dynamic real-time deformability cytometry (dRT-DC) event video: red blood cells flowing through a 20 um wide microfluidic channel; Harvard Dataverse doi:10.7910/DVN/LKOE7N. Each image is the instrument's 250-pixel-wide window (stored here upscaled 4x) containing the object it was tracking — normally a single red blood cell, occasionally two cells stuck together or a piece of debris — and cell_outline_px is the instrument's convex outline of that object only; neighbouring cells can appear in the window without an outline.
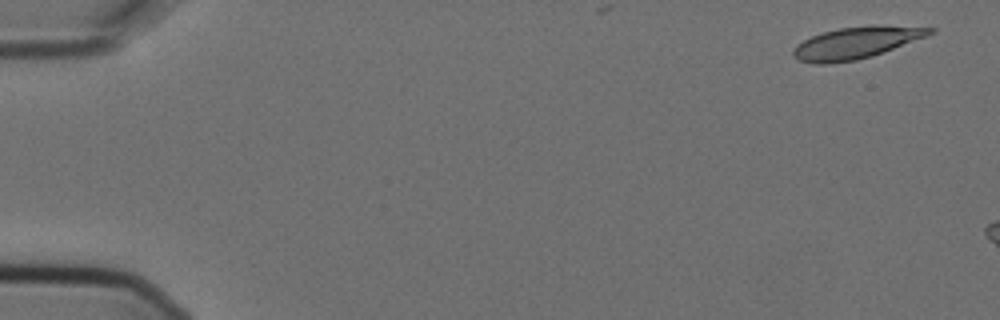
{"species": "Egyptian fruit bat (a non-hibernating species)", "species_latin": "Rousettus aegyptiacus", "temperature_condition": "cold", "stored_images_in_passage": 3, "camera_frame_rate_fps": 3000, "um_per_image_px": 0.085, "animal": {"sex": "female"}, "frame": {"image": 1, "passage_image": 1, "time_ms": 0.0, "image_size_px": [1000, 320], "cell_outline_px": [[936, 32], [928, 36], [872, 56], [856, 60], [828, 64], [812, 64], [796, 60], [792, 56], [792, 48], [796, 44], [812, 36], [824, 32], [840, 28], [872, 24], [880, 24], [936, 28]], "centroid_in_image_um": [72.77, 3.63], "position_along_channel_um": 12.2, "area_um2": 25.78}}